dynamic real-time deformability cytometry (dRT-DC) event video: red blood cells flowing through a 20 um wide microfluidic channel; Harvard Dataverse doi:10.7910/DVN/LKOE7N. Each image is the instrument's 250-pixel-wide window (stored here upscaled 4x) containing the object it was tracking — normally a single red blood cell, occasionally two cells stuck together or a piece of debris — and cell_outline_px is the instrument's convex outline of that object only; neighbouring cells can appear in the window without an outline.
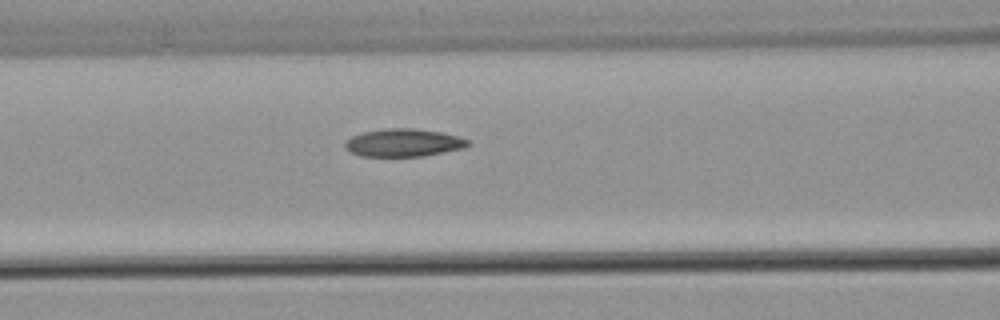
{"species": "common noctule bat (a hibernating species)", "species_latin": "Nyctalus noctula", "temperature_condition": "warm", "stored_images_in_passage": 37, "camera_frame_rate_fps": 3000, "um_per_image_px": 0.085, "animal": {"sex": "male", "body_mass_g": 21.5, "forearm_length_mm": 52.0}, "frame": {"image": 1, "passage_image": 16, "time_ms": 5.0, "image_size_px": [1000, 320], "cell_outline_px": [[472, 144], [464, 148], [424, 156], [360, 156], [348, 152], [344, 148], [344, 144], [352, 136], [360, 132], [388, 128], [412, 128], [440, 132], [472, 140]], "centroid_in_image_um": [34.3, 12.13], "position_along_channel_um": 132.3, "area_um2": 20.11}}